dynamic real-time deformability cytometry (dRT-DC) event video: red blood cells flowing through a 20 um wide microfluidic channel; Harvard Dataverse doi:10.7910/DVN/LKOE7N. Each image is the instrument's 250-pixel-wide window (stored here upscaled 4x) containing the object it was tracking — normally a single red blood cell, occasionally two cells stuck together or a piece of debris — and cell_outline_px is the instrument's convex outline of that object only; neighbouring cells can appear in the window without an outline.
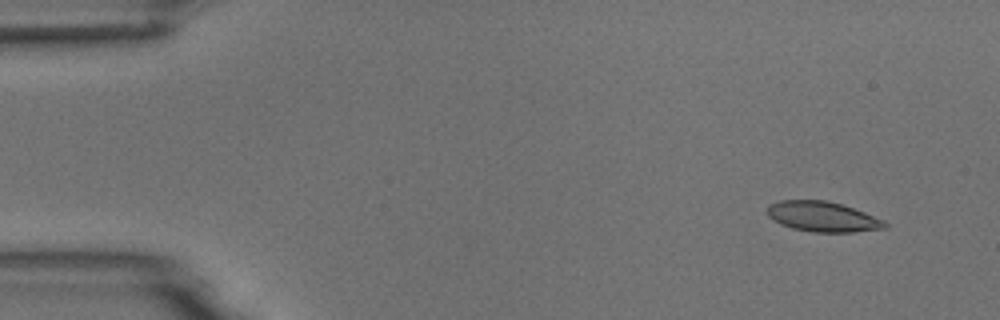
{"species": "common noctule bat (a hibernating species)", "species_latin": "Nyctalus noctula", "temperature_condition": "room temperature", "stored_images_in_passage": 8, "camera_frame_rate_fps": 3000, "um_per_image_px": 0.085, "animal": {"sex": "male", "body_mass_g": 18.8}, "frame": {"image": 1, "passage_image": 1, "time_ms": 0.0, "image_size_px": [1000, 320], "cell_outline_px": [[888, 228], [852, 232], [812, 232], [792, 228], [780, 224], [772, 220], [768, 216], [768, 204], [780, 200], [828, 200], [864, 212], [884, 220], [888, 224]], "centroid_in_image_um": [69.91, 18.42], "position_along_channel_um": 15.1, "area_um2": 20.75}}
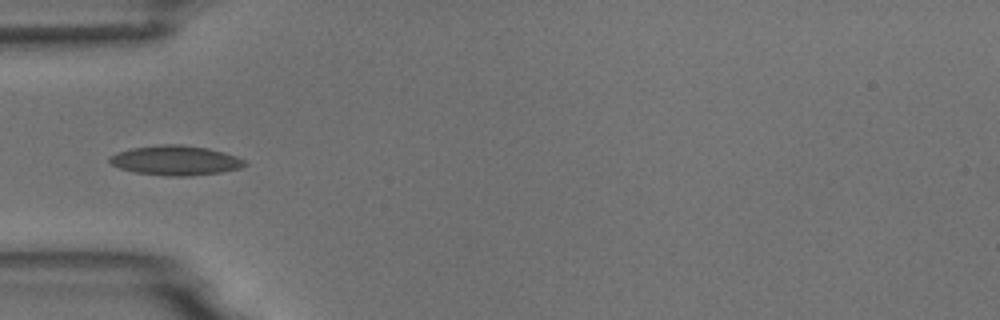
{"frame": {"image": 2, "passage_image": 4, "time_ms": 4.333, "image_size_px": [1000, 320], "cell_outline_px": [[248, 164], [240, 168], [220, 172], [188, 176], [168, 176], [136, 172], [120, 168], [112, 164], [108, 160], [108, 156], [116, 152], [132, 148], [160, 144], [180, 144], [208, 148], [224, 152], [236, 156], [244, 160]], "centroid_in_image_um": [14.91, 13.62], "position_along_channel_um": 70.1, "area_um2": 23.35}}
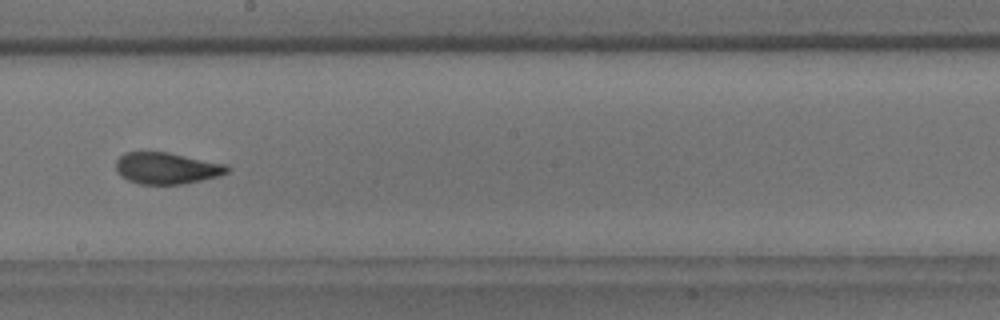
{"frame": {"image": 3, "passage_image": 8, "time_ms": 8.667, "image_size_px": [1000, 320], "cell_outline_px": [[232, 168], [228, 172], [220, 176], [184, 184], [140, 184], [128, 180], [120, 176], [116, 172], [116, 160], [124, 152], [168, 152], [228, 164]], "centroid_in_image_um": [14.2, 14.3], "position_along_channel_um": 234.0, "area_um2": 20.75}}